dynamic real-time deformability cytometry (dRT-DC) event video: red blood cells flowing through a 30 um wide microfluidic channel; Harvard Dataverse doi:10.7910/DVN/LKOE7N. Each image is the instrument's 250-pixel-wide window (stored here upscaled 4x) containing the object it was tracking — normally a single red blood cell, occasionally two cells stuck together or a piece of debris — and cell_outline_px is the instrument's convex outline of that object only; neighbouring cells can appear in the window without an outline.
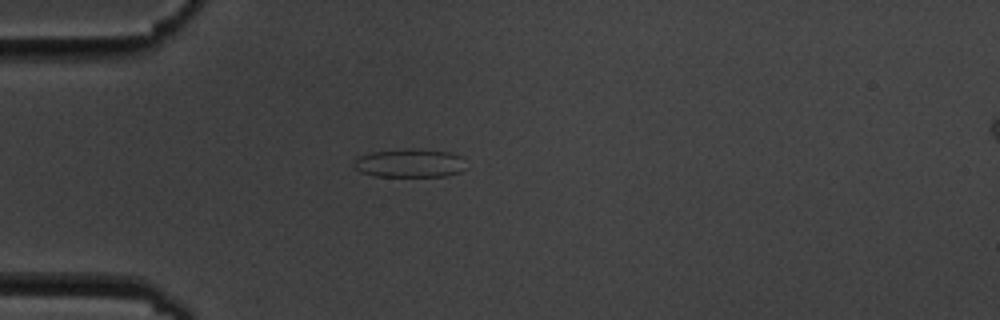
{"species": "common noctule bat (a hibernating species)", "species_latin": "Nyctalus noctula", "temperature_condition": "cold", "stored_images_in_passage": 12, "camera_frame_rate_fps": 3000, "um_per_image_px": 0.085, "animal": {"sex": "male", "body_mass_g": 19.5, "forearm_length_mm": 54.6}, "frame": {"image": 1, "passage_image": 6, "time_ms": 6.667, "image_size_px": [1000, 320], "cell_outline_px": [[468, 168], [460, 172], [444, 176], [372, 176], [360, 172], [352, 164], [360, 156], [372, 152], [412, 148], [420, 148], [452, 152], [460, 156]], "centroid_in_image_um": [34.87, 13.86], "position_along_channel_um": 50.1, "area_um2": 18.84}}
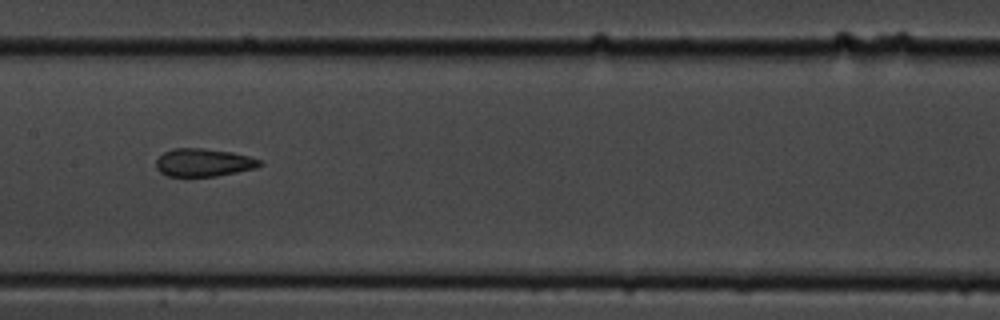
{"frame": {"image": 2, "passage_image": 10, "time_ms": 11.0, "image_size_px": [1000, 320], "cell_outline_px": [[264, 164], [256, 168], [216, 176], [168, 176], [160, 172], [156, 168], [156, 160], [164, 152], [172, 148], [204, 148], [232, 152], [264, 160]], "centroid_in_image_um": [17.33, 13.81], "position_along_channel_um": 190.1, "area_um2": 16.99}}
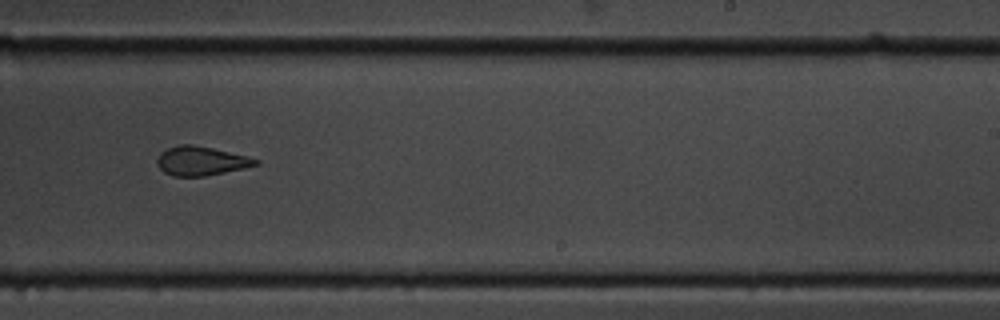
{"frame": {"image": 3, "passage_image": 12, "time_ms": 13.333, "image_size_px": [1000, 320], "cell_outline_px": [[260, 164], [244, 168], [204, 176], [172, 176], [164, 172], [156, 164], [156, 160], [160, 152], [168, 148], [180, 144], [192, 144], [212, 148], [248, 156], [260, 160]], "centroid_in_image_um": [17.08, 13.67], "position_along_channel_um": 271.9, "area_um2": 16.7}}